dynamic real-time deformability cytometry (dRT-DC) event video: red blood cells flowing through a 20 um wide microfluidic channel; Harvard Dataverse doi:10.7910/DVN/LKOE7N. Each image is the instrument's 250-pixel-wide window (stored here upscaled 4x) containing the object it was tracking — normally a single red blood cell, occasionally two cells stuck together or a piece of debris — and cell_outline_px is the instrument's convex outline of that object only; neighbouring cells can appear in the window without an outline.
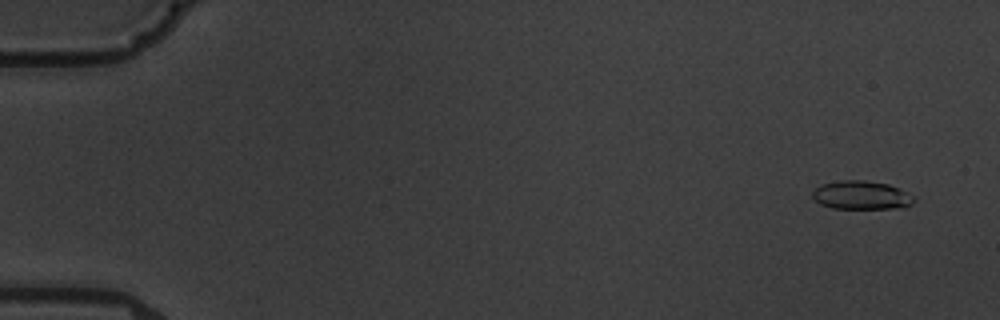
{"species": "common noctule bat (a hibernating species)", "species_latin": "Nyctalus noctula", "temperature_condition": "warm", "stored_images_in_passage": 6, "camera_frame_rate_fps": 3000, "um_per_image_px": 0.085, "animal": {"sex": "male", "body_mass_g": 19.5, "forearm_length_mm": 54.6}, "frame": {"image": 1, "passage_image": 2, "time_ms": 1.0, "image_size_px": [1000, 320], "cell_outline_px": [[916, 200], [912, 204], [904, 208], [832, 208], [820, 204], [812, 196], [812, 192], [820, 184], [840, 180], [864, 180], [888, 184], [912, 196]], "centroid_in_image_um": [73.19, 16.59], "position_along_channel_um": 11.8, "area_um2": 16.76}}
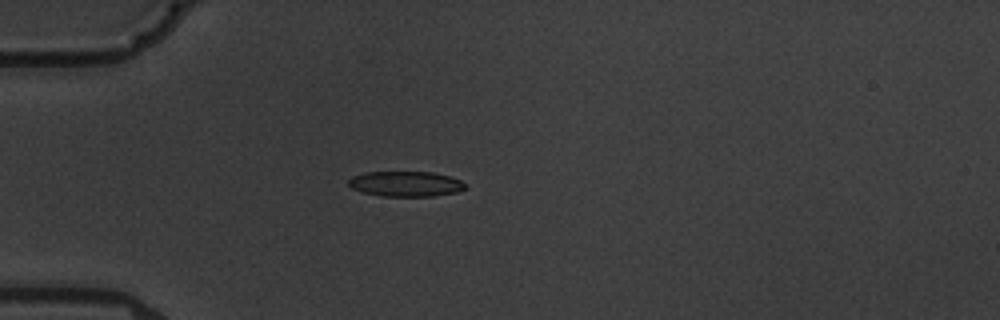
{"frame": {"image": 2, "passage_image": 6, "time_ms": 5.667, "image_size_px": [1000, 320], "cell_outline_px": [[468, 188], [456, 192], [432, 196], [384, 196], [360, 192], [352, 188], [348, 184], [348, 180], [352, 176], [364, 172], [432, 172], [452, 176], [460, 180]], "centroid_in_image_um": [34.48, 15.62], "position_along_channel_um": 50.5, "area_um2": 17.28}}